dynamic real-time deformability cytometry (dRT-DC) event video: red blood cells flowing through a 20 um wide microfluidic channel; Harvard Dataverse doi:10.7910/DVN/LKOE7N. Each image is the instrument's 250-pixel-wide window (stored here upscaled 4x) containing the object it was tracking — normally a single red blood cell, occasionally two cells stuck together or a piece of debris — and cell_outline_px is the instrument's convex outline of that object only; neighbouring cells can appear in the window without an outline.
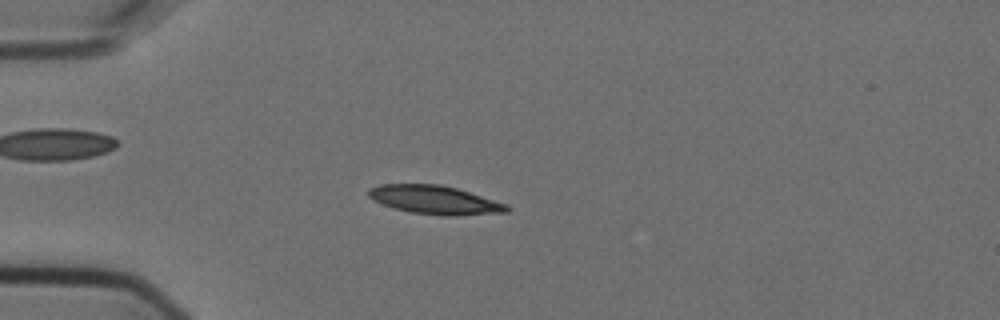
{"species": "Egyptian fruit bat (a non-hibernating species)", "species_latin": "Rousettus aegyptiacus", "temperature_condition": "cold", "stored_images_in_passage": 2, "camera_frame_rate_fps": 3000, "um_per_image_px": 0.085, "animal": {"sex": "female"}, "frame": {"image": 1, "passage_image": 2, "time_ms": 0.333, "image_size_px": [1000, 320], "cell_outline_px": [[512, 208], [508, 212], [456, 216], [444, 216], [412, 212], [392, 208], [372, 200], [368, 196], [368, 188], [380, 184], [440, 184], [456, 188], [508, 204]], "centroid_in_image_um": [36.96, 16.99], "position_along_channel_um": 48.0, "area_um2": 23.24}}